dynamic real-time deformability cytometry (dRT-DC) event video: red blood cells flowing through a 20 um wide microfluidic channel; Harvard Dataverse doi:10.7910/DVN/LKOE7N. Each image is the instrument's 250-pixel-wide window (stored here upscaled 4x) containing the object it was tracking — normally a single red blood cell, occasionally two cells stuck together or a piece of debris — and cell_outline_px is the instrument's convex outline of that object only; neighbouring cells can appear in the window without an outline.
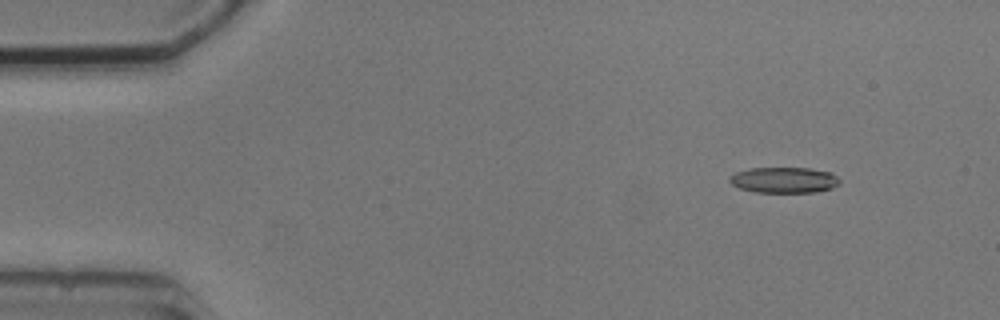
{"species": "common noctule bat (a hibernating species)", "species_latin": "Nyctalus noctula", "temperature_condition": "cold", "stored_images_in_passage": 4, "camera_frame_rate_fps": 3000, "um_per_image_px": 0.085, "animal": {"sex": "male", "body_mass_g": 20.5, "forearm_length_mm": 52.5}, "frame": {"image": 1, "passage_image": 1, "time_ms": 0.0, "image_size_px": [1000, 320], "cell_outline_px": [[840, 184], [832, 188], [816, 192], [756, 192], [740, 188], [732, 184], [728, 180], [736, 172], [748, 168], [812, 168], [832, 172], [840, 180]], "centroid_in_image_um": [66.69, 15.29], "position_along_channel_um": 18.3, "area_um2": 16.59}}